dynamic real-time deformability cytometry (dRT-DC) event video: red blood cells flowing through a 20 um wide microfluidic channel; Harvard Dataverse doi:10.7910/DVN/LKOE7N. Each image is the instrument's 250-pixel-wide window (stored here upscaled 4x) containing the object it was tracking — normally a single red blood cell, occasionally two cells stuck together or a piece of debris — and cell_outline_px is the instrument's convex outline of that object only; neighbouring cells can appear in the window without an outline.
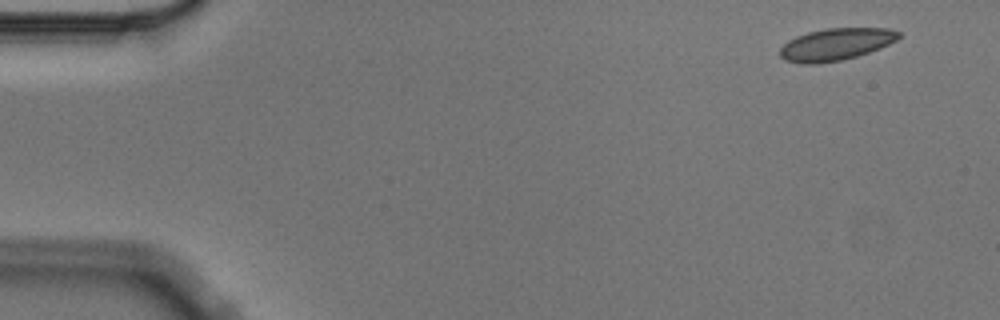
{"species": "Egyptian fruit bat (a non-hibernating species)", "species_latin": "Rousettus aegyptiacus", "temperature_condition": "cold", "stored_images_in_passage": 4, "camera_frame_rate_fps": 3000, "um_per_image_px": 0.085, "animal": {"sex": "male"}, "frame": {"image": 1, "passage_image": 1, "time_ms": 0.0, "image_size_px": [1000, 320], "cell_outline_px": [[900, 36], [896, 40], [880, 48], [856, 56], [840, 60], [816, 64], [800, 64], [784, 60], [780, 56], [780, 48], [788, 40], [796, 36], [808, 32], [824, 28], [888, 28], [900, 32]], "centroid_in_image_um": [71.01, 3.76], "position_along_channel_um": 14.0, "area_um2": 22.2}}
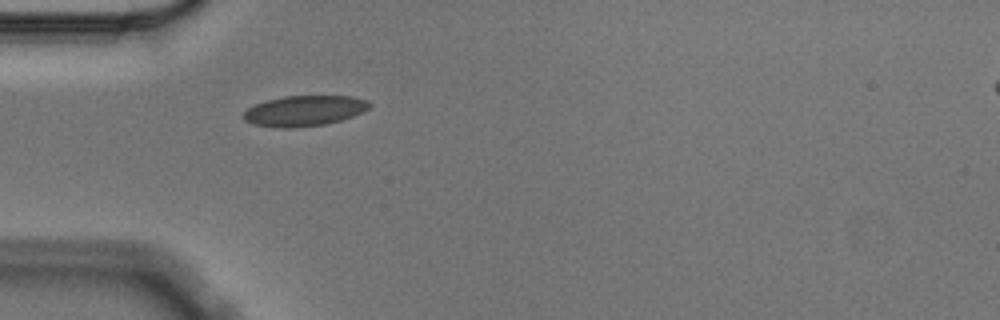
{"frame": {"image": 2, "passage_image": 4, "time_ms": 1.0, "image_size_px": [1000, 320], "cell_outline_px": [[372, 104], [364, 112], [340, 120], [324, 124], [292, 128], [276, 128], [252, 124], [244, 120], [240, 116], [248, 108], [264, 100], [284, 96], [352, 96], [368, 100]], "centroid_in_image_um": [25.83, 9.42], "position_along_channel_um": 59.2, "area_um2": 22.6}}